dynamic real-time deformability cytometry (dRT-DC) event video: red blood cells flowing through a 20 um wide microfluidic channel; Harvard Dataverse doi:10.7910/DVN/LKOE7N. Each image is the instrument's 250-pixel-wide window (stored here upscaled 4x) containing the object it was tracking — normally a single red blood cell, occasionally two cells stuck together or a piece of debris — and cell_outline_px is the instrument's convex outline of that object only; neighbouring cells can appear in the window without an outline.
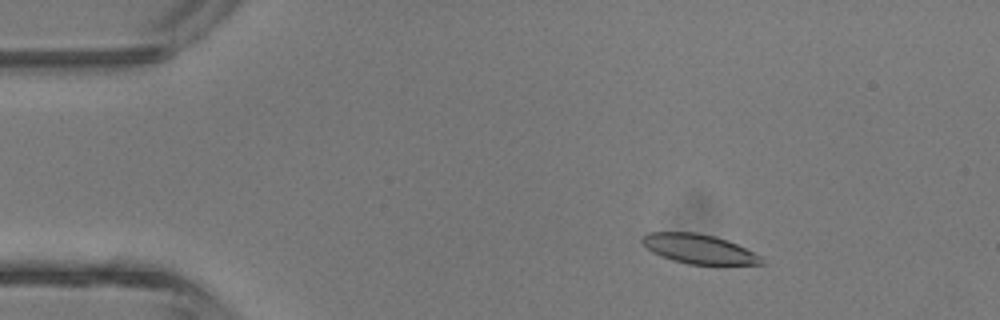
{"species": "common noctule bat (a hibernating species)", "species_latin": "Nyctalus noctula", "temperature_condition": "room temperature", "stored_images_in_passage": 5, "camera_frame_rate_fps": 3000, "um_per_image_px": 0.085, "animal": {"sex": "male", "body_mass_g": 13.3}, "frame": {"image": 1, "passage_image": 2, "time_ms": 1.333, "image_size_px": [1000, 320], "cell_outline_px": [[764, 264], [688, 264], [672, 260], [660, 256], [652, 252], [640, 240], [640, 236], [648, 232], [696, 232], [716, 236], [728, 240], [764, 256]], "centroid_in_image_um": [59.42, 21.15], "position_along_channel_um": 25.6, "area_um2": 20.69}}
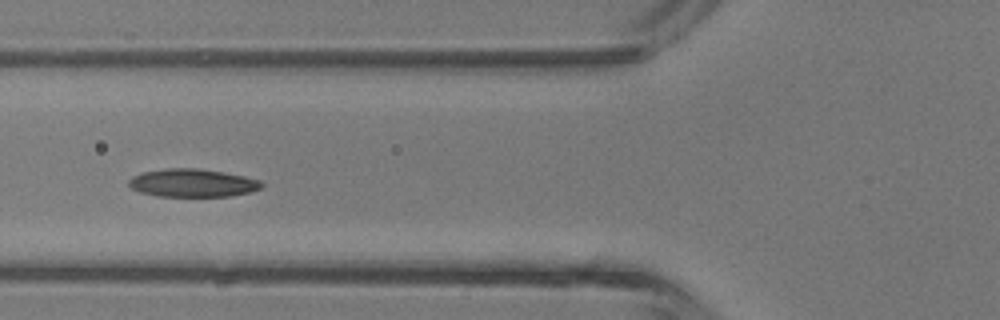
{"frame": {"image": 2, "passage_image": 5, "time_ms": 4.667, "image_size_px": [1000, 320], "cell_outline_px": [[264, 184], [260, 188], [252, 192], [228, 196], [156, 196], [140, 192], [132, 188], [128, 184], [128, 180], [132, 176], [144, 172], [168, 168], [200, 168], [224, 172], [244, 176], [260, 180]], "centroid_in_image_um": [16.37, 15.55], "position_along_channel_um": 109.4, "area_um2": 21.73}}